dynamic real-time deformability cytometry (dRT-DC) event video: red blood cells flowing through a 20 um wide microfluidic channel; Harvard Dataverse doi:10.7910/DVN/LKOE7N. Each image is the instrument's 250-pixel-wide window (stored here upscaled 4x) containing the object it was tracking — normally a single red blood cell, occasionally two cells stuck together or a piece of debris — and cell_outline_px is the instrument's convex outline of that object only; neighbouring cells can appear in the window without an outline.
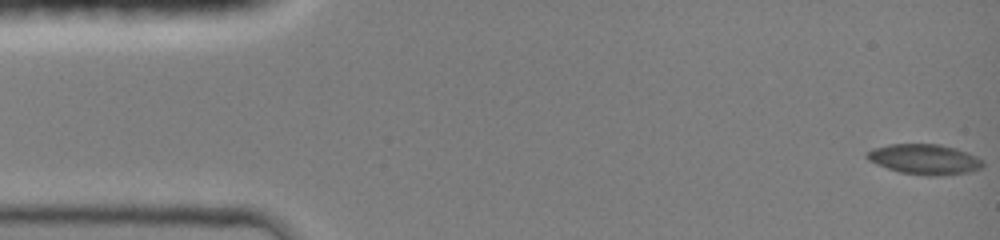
{"species": "common noctule bat (a hibernating species)", "species_latin": "Nyctalus noctula", "temperature_condition": "room temperature", "stored_images_in_passage": 47, "camera_frame_rate_fps": 3000, "um_per_image_px": 0.085, "animal": {"sex": "female", "body_mass_g": 19.0, "forearm_length_mm": 51.5}, "frame": {"image": 1, "passage_image": 1, "time_ms": 0.0, "image_size_px": [1000, 240], "cell_outline_px": [[984, 164], [980, 168], [964, 172], [900, 172], [888, 168], [868, 160], [864, 156], [868, 152], [876, 148], [888, 144], [940, 144], [956, 148], [980, 160]], "centroid_in_image_um": [78.49, 13.46], "position_along_channel_um": 6.5, "area_um2": 18.84}}
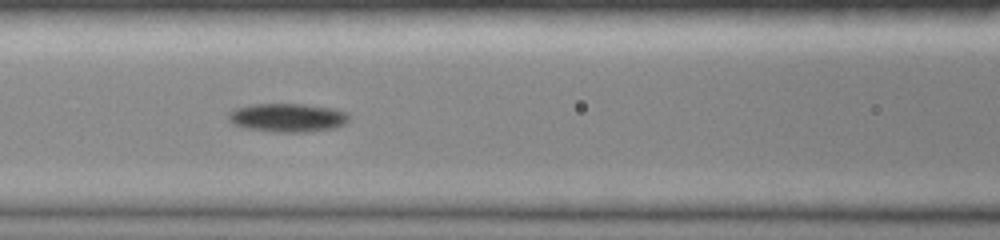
{"frame": {"image": 2, "passage_image": 20, "time_ms": 6.333, "image_size_px": [1000, 240], "cell_outline_px": [[348, 120], [344, 124], [336, 128], [304, 132], [280, 132], [244, 128], [232, 124], [228, 120], [228, 112], [236, 108], [252, 104], [304, 104], [332, 108], [348, 112]], "centroid_in_image_um": [24.43, 10.0], "position_along_channel_um": 142.2, "area_um2": 20.17}}
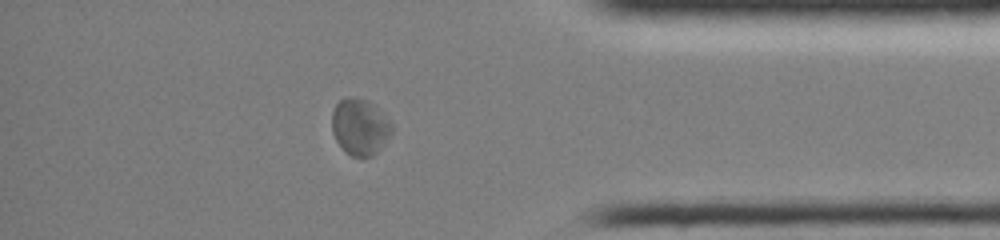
{"frame": {"image": 3, "passage_image": 40, "time_ms": 13.0, "image_size_px": [1000, 240], "cell_outline_px": [[392, 132], [376, 152], [372, 156], [352, 156], [344, 152], [336, 140], [332, 132], [332, 112], [336, 104], [344, 96], [352, 96], [364, 100], [372, 104], [392, 124]], "centroid_in_image_um": [30.54, 10.78], "position_along_channel_um": 404.7, "area_um2": 19.36}, "authors_computed_cell_mechanics": {"area_um2": 19.2474, "velocity_mm_per_s": 4.117, "shape_relaxation_time_tau1_ms": 2.2574, "shape_relaxation_time_tau2_ms": null, "deformation_change_tau1": 0.085, "deformation_change_tau2": null}}